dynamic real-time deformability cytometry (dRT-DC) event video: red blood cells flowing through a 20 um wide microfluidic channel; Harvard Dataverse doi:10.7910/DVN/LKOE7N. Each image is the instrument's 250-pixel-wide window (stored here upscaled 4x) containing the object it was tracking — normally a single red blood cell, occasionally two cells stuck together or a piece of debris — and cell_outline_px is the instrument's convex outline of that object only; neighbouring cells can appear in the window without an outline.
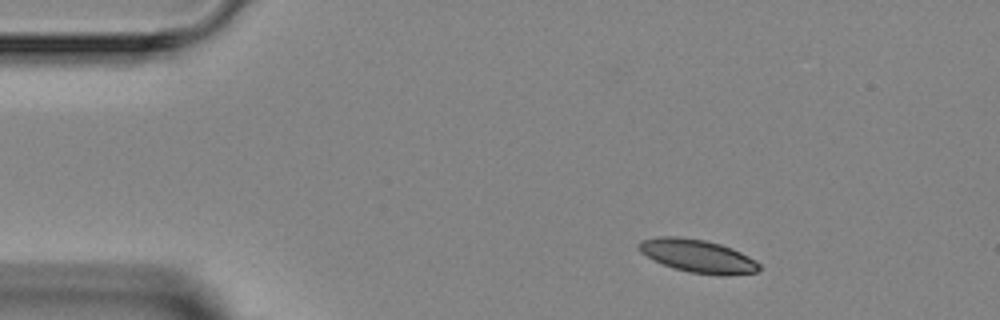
{"species": "Egyptian fruit bat (a non-hibernating species)", "species_latin": "Rousettus aegyptiacus", "temperature_condition": "room temperature", "stored_images_in_passage": 4, "segment_of_instrument_passage": [1, 2], "camera_frame_rate_fps": 3000, "um_per_image_px": 0.085, "animal": {"sex": "female"}, "frame": {"image": 1, "passage_image": 1, "time_ms": 0.0, "image_size_px": [1000, 320], "cell_outline_px": [[760, 268], [756, 272], [728, 276], [724, 276], [688, 272], [664, 264], [640, 252], [640, 240], [660, 236], [676, 236], [704, 240], [720, 244], [732, 248], [756, 260], [760, 264]], "centroid_in_image_um": [59.36, 21.76], "position_along_channel_um": 25.6, "area_um2": 22.95}}
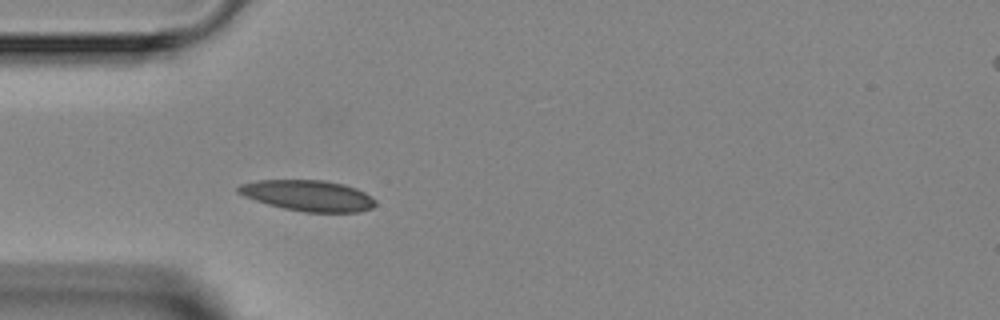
{"frame": {"image": 2, "passage_image": 3, "time_ms": 2.333, "image_size_px": [1000, 320], "cell_outline_px": [[376, 204], [372, 208], [360, 212], [304, 212], [284, 208], [268, 204], [244, 196], [236, 192], [236, 188], [240, 184], [256, 180], [324, 180], [344, 184], [356, 188], [364, 192], [376, 200]], "centroid_in_image_um": [26.19, 16.62], "position_along_channel_um": 58.8, "area_um2": 24.74}}